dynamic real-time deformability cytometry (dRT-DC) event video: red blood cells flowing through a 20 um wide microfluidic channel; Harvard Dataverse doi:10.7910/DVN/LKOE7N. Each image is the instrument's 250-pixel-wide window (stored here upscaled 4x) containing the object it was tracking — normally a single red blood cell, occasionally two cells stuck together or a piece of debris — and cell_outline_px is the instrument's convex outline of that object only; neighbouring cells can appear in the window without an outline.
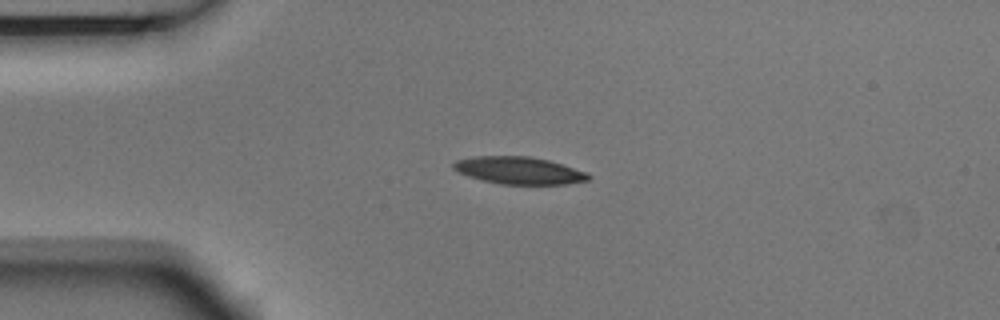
{"species": "Egyptian fruit bat (a non-hibernating species)", "species_latin": "Rousettus aegyptiacus", "temperature_condition": "room temperature", "stored_images_in_passage": 6, "camera_frame_rate_fps": 3000, "um_per_image_px": 0.085, "animal": {"sex": "male"}, "frame": {"image": 1, "passage_image": 3, "time_ms": 0.667, "image_size_px": [1000, 320], "cell_outline_px": [[592, 176], [588, 180], [568, 184], [500, 184], [468, 176], [452, 168], [452, 164], [456, 160], [472, 156], [528, 156], [548, 160], [588, 172]], "centroid_in_image_um": [44.13, 14.48], "position_along_channel_um": 40.9, "area_um2": 21.44}}
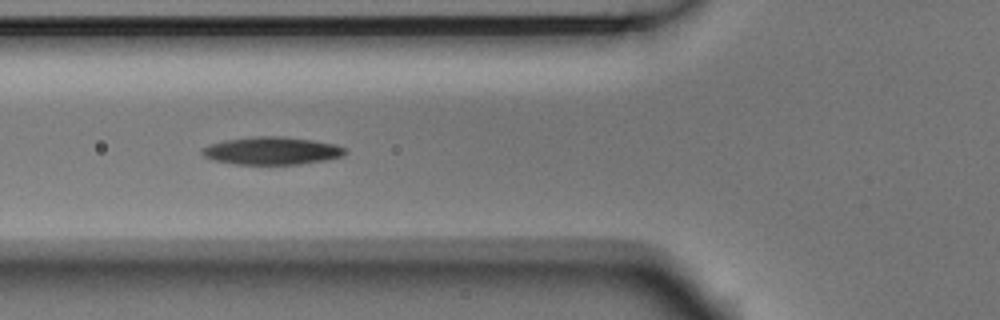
{"frame": {"image": 2, "passage_image": 5, "time_ms": 1.333, "image_size_px": [1000, 320], "cell_outline_px": [[348, 152], [344, 156], [324, 160], [300, 164], [236, 164], [216, 160], [204, 156], [200, 152], [200, 148], [208, 144], [224, 140], [256, 136], [280, 136], [312, 140], [336, 144], [344, 148]], "centroid_in_image_um": [23.1, 12.81], "position_along_channel_um": 102.7, "area_um2": 23.12}}
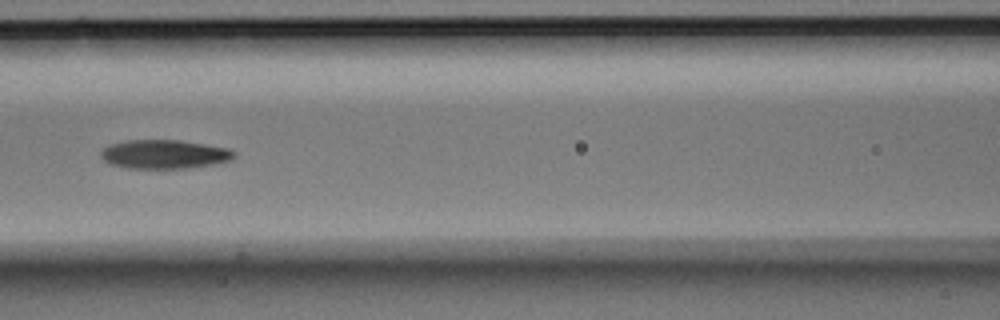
{"frame": {"image": 3, "passage_image": 6, "time_ms": 1.667, "image_size_px": [1000, 320], "cell_outline_px": [[236, 156], [232, 160], [212, 164], [188, 168], [128, 168], [108, 164], [100, 156], [100, 152], [104, 148], [112, 144], [128, 140], [180, 140], [228, 148], [236, 152]], "centroid_in_image_um": [13.98, 13.11], "position_along_channel_um": 152.6, "area_um2": 22.43}}